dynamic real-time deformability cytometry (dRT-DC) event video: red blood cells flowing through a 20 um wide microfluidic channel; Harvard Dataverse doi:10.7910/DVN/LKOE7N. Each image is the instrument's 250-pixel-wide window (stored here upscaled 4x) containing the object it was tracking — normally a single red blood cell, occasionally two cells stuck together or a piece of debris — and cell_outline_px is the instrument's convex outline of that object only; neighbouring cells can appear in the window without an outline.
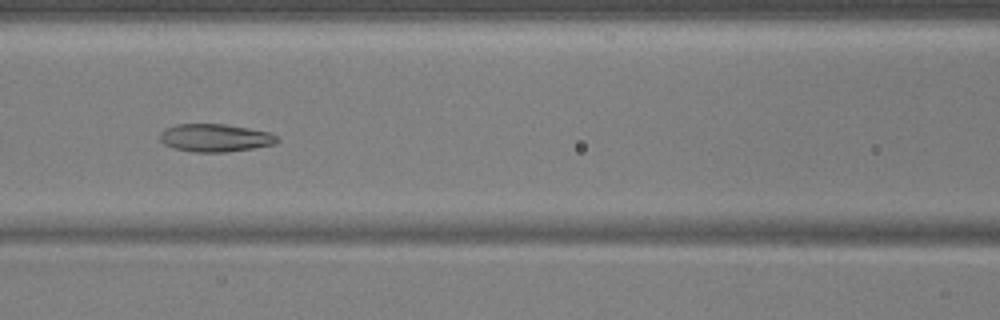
{"species": "common noctule bat (a hibernating species)", "species_latin": "Nyctalus noctula", "temperature_condition": "warm", "stored_images_in_passage": 55, "camera_frame_rate_fps": 3000, "um_per_image_px": 0.085, "animal": {"sex": "male", "body_mass_g": 17.9, "forearm_length_mm": 54.2}, "frame": {"image": 1, "passage_image": 25, "time_ms": 8.0, "image_size_px": [1000, 320], "cell_outline_px": [[280, 140], [276, 144], [228, 152], [192, 152], [172, 148], [164, 144], [160, 140], [160, 132], [164, 128], [176, 124], [224, 124], [248, 128], [268, 132], [276, 136]], "centroid_in_image_um": [18.25, 11.72], "position_along_channel_um": 148.3, "area_um2": 19.13}}
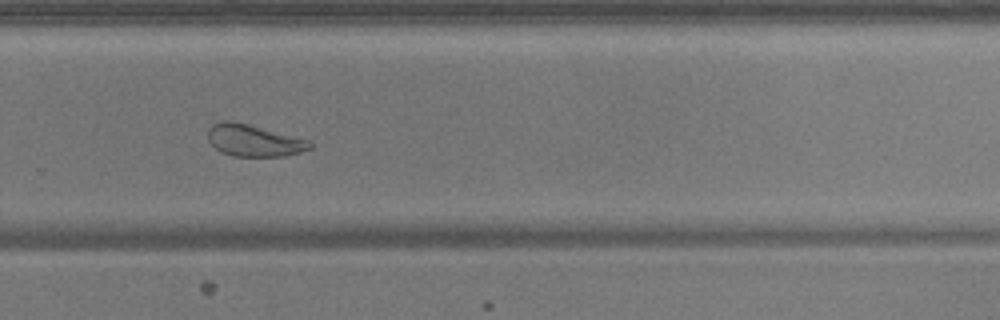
{"frame": {"image": 2, "passage_image": 38, "time_ms": 12.333, "image_size_px": [1000, 320], "cell_outline_px": [[312, 148], [300, 152], [284, 156], [232, 156], [220, 152], [208, 140], [208, 128], [212, 124], [224, 120], [228, 120], [248, 124], [308, 140], [312, 144]], "centroid_in_image_um": [21.54, 11.94], "position_along_channel_um": 308.3, "area_um2": 18.79}}
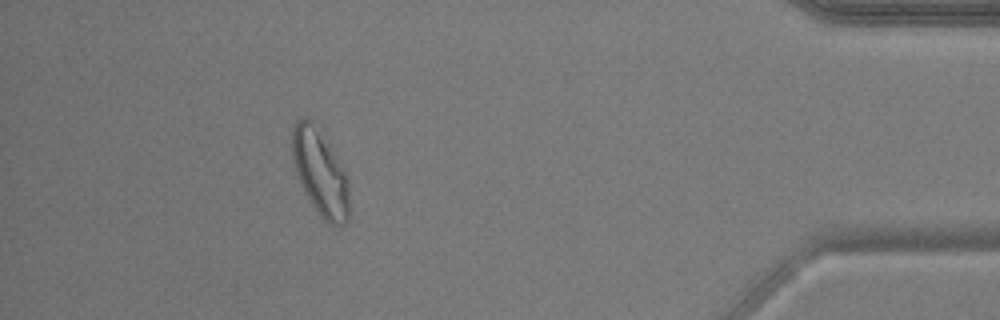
{"frame": {"image": 3, "passage_image": 50, "time_ms": 16.333, "image_size_px": [1000, 320], "cell_outline_px": [[348, 220], [344, 224], [328, 224], [320, 216], [312, 204], [300, 180], [292, 156], [292, 128], [296, 120], [304, 116], [308, 116], [332, 148], [348, 180]], "centroid_in_image_um": [27.21, 14.63], "position_along_channel_um": 408.0, "area_um2": 27.92}, "authors_computed_cell_mechanics": {"area_um2": 22.253, "velocity_mm_per_s": 3.6961, "shape_relaxation_time_tau1_ms": 5.0353, "shape_relaxation_time_tau2_ms": 2.6712, "deformation_change_tau1": 0.1631, "deformation_change_tau2": 0.0964}}